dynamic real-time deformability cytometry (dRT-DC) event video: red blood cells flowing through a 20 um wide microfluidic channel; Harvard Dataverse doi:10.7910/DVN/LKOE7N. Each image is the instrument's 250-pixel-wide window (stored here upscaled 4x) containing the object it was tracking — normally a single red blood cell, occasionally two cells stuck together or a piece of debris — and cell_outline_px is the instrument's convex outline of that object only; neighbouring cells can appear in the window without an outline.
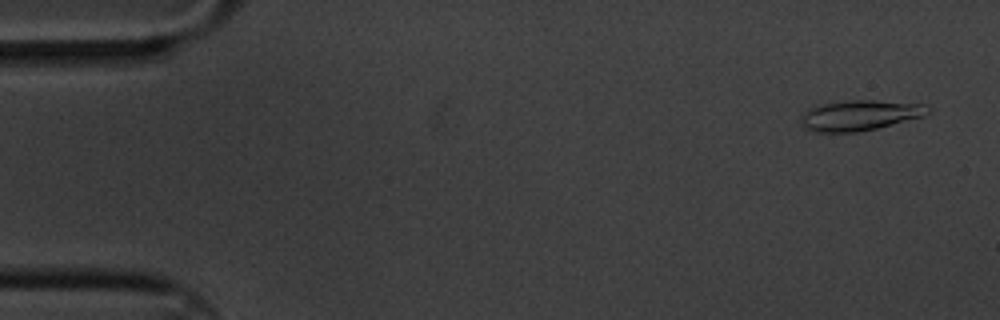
{"species": "common noctule bat (a hibernating species)", "species_latin": "Nyctalus noctula", "temperature_condition": "cold", "stored_images_in_passage": 4, "camera_frame_rate_fps": 3000, "um_per_image_px": 0.085, "animal": {"sex": "male", "body_mass_g": 20.1, "forearm_length_mm": 53.5}, "frame": {"image": 1, "passage_image": 1, "time_ms": 0.0, "image_size_px": [1000, 320], "cell_outline_px": [[928, 112], [924, 116], [860, 132], [816, 132], [804, 128], [800, 120], [800, 116], [808, 108], [816, 104], [852, 100], [876, 100], [924, 104], [928, 108]], "centroid_in_image_um": [73.01, 9.8], "position_along_channel_um": 12.0, "area_um2": 22.54}}